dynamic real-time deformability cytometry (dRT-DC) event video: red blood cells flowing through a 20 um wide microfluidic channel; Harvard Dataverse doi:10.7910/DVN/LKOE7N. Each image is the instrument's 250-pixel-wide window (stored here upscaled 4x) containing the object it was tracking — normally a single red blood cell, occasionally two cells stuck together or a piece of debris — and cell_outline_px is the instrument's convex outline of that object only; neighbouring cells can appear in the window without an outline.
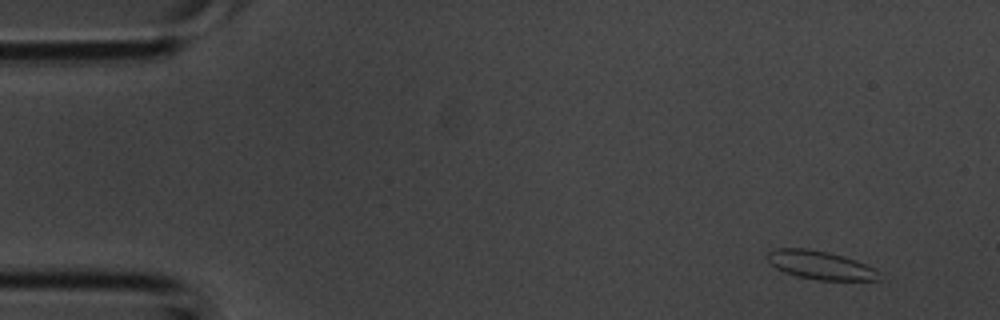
{"species": "common noctule bat (a hibernating species)", "species_latin": "Nyctalus noctula", "temperature_condition": "room temperature", "stored_images_in_passage": 3, "camera_frame_rate_fps": 3000, "um_per_image_px": 0.085, "animal": {"sex": "male", "body_mass_g": 20.1, "forearm_length_mm": 53.5}, "frame": {"image": 1, "passage_image": 1, "time_ms": 0.0, "image_size_px": [1000, 320], "cell_outline_px": [[880, 280], [816, 280], [796, 276], [784, 272], [776, 268], [764, 256], [768, 252], [776, 248], [808, 248], [828, 252], [856, 260], [880, 272]], "centroid_in_image_um": [69.69, 22.53], "position_along_channel_um": 15.3, "area_um2": 18.55}}